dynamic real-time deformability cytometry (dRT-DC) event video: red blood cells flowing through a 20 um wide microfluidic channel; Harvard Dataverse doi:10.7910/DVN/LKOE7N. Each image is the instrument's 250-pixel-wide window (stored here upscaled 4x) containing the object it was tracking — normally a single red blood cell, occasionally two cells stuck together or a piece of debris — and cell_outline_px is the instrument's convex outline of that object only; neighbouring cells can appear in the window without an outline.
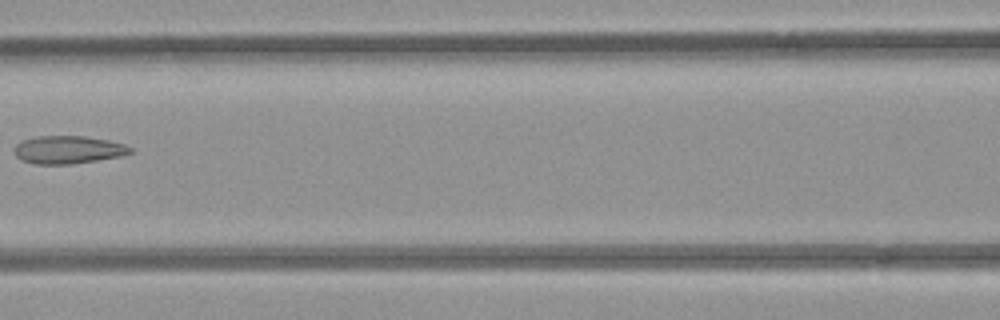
{"species": "common noctule bat (a hibernating species)", "species_latin": "Nyctalus noctula", "temperature_condition": "room temperature", "stored_images_in_passage": 6, "camera_frame_rate_fps": 3000, "um_per_image_px": 0.085, "animal": {"sex": "female", "body_mass_g": 21.9}, "frame": {"image": 1, "passage_image": 6, "time_ms": 6.667, "image_size_px": [1000, 320], "cell_outline_px": [[132, 152], [120, 156], [72, 164], [36, 164], [20, 160], [16, 156], [12, 148], [20, 140], [36, 136], [84, 136], [108, 140], [124, 144], [132, 148]], "centroid_in_image_um": [5.73, 12.72], "position_along_channel_um": 160.9, "area_um2": 18.96}}